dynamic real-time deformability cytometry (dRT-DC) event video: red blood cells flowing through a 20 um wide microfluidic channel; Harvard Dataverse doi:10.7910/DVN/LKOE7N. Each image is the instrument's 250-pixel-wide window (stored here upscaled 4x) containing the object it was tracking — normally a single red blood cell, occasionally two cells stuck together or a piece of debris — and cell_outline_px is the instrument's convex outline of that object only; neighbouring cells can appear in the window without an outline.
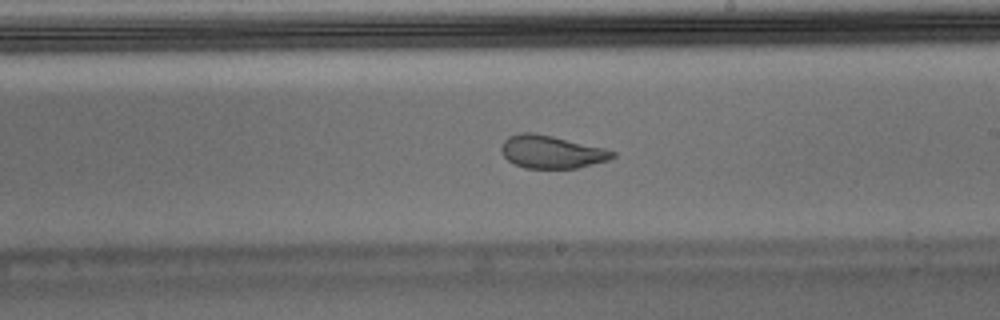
{"species": "Egyptian fruit bat (a non-hibernating species)", "species_latin": "Rousettus aegyptiacus", "temperature_condition": "warm", "stored_images_in_passage": 49, "camera_frame_rate_fps": 3000, "um_per_image_px": 0.085, "animal": {"sex": "male"}, "frame": {"image": 1, "passage_image": 28, "time_ms": 9.0, "image_size_px": [1000, 320], "cell_outline_px": [[616, 156], [608, 160], [576, 168], [524, 168], [508, 160], [504, 156], [500, 148], [504, 140], [508, 136], [520, 132], [532, 132], [552, 136], [604, 148], [616, 152]], "centroid_in_image_um": [46.86, 12.9], "position_along_channel_um": 242.1, "area_um2": 21.15}, "authors_computed_cell_mechanics": {"area_um2": 22.4264, "velocity_mm_per_s": 3.9631, "shape_relaxation_time_tau1_ms": null, "shape_relaxation_time_tau2_ms": 0.6271, "deformation_change_tau1": null, "deformation_change_tau2": 0.0496}}